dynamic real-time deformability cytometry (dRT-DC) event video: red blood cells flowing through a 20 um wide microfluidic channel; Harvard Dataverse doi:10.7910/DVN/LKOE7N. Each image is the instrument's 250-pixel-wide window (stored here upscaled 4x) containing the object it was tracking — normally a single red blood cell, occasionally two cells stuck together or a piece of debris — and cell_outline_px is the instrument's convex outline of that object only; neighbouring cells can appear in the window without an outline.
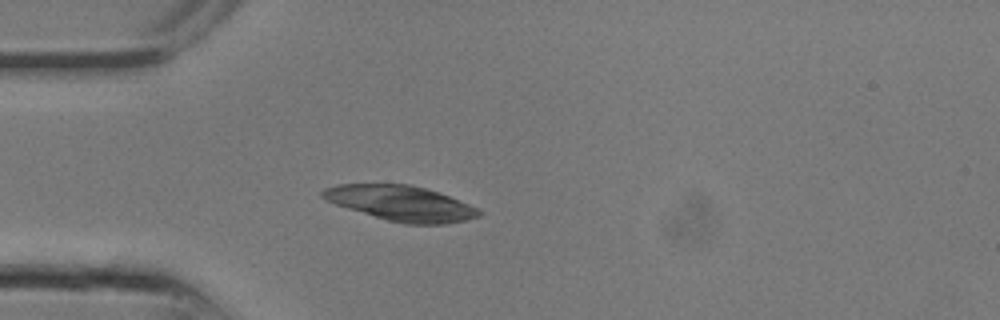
{"species": "common noctule bat (a hibernating species)", "species_latin": "Nyctalus noctula", "temperature_condition": "room temperature", "stored_images_in_passage": 14, "camera_frame_rate_fps": 3000, "um_per_image_px": 0.085, "animal": {"sex": "male", "body_mass_g": 13.3}, "frame": {"image": 1, "passage_image": 7, "time_ms": 2.0, "image_size_px": [1000, 320], "cell_outline_px": [[484, 212], [480, 216], [468, 220], [444, 224], [404, 224], [388, 220], [348, 208], [336, 204], [320, 196], [320, 192], [324, 188], [336, 184], [408, 184], [424, 188], [448, 196], [468, 204]], "centroid_in_image_um": [34.08, 17.28], "position_along_channel_um": 50.9, "area_um2": 31.73}}
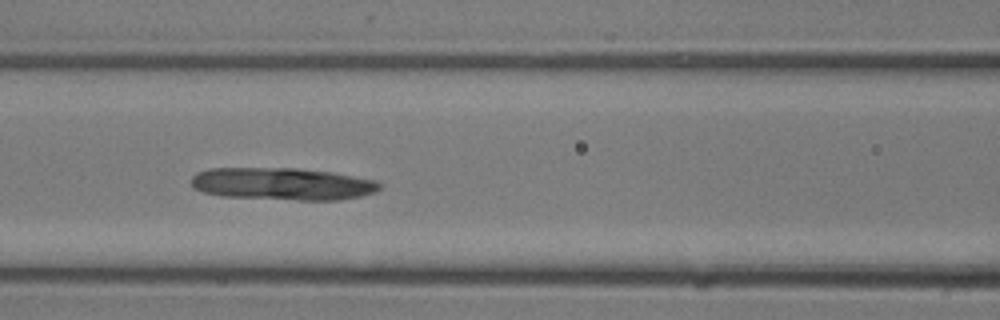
{"frame": {"image": 2, "passage_image": 11, "time_ms": 3.333, "image_size_px": [1000, 320], "cell_outline_px": [[380, 188], [376, 192], [360, 196], [340, 200], [296, 200], [220, 196], [204, 192], [192, 188], [192, 176], [196, 172], [208, 168], [296, 168], [332, 172], [376, 180], [380, 184]], "centroid_in_image_um": [23.98, 15.63], "position_along_channel_um": 142.6, "area_um2": 35.72}}
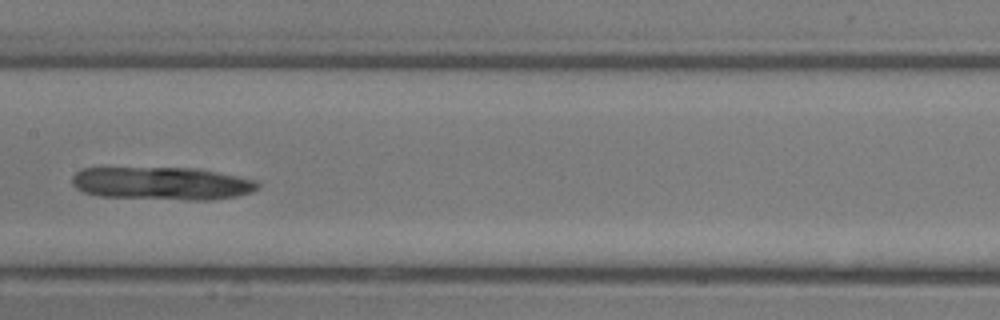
{"frame": {"image": 3, "passage_image": 13, "time_ms": 4.0, "image_size_px": [1000, 320], "cell_outline_px": [[260, 188], [252, 192], [236, 196], [212, 200], [188, 200], [100, 196], [84, 192], [76, 188], [72, 184], [72, 176], [80, 168], [200, 168], [256, 180], [260, 184]], "centroid_in_image_um": [13.8, 15.59], "position_along_channel_um": 193.6, "area_um2": 35.84}}